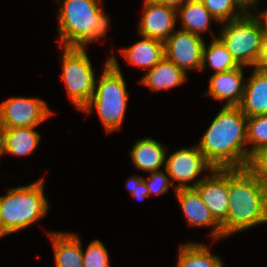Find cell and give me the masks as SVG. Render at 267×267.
Masks as SVG:
<instances>
[{
  "label": "cell",
  "instance_id": "33",
  "mask_svg": "<svg viewBox=\"0 0 267 267\" xmlns=\"http://www.w3.org/2000/svg\"><path fill=\"white\" fill-rule=\"evenodd\" d=\"M152 1L178 9L180 6H182L189 0H152Z\"/></svg>",
  "mask_w": 267,
  "mask_h": 267
},
{
  "label": "cell",
  "instance_id": "20",
  "mask_svg": "<svg viewBox=\"0 0 267 267\" xmlns=\"http://www.w3.org/2000/svg\"><path fill=\"white\" fill-rule=\"evenodd\" d=\"M177 19L181 20L179 30L202 37L209 30L212 38H217L210 28L211 21L218 22L200 0H189L177 9Z\"/></svg>",
  "mask_w": 267,
  "mask_h": 267
},
{
  "label": "cell",
  "instance_id": "14",
  "mask_svg": "<svg viewBox=\"0 0 267 267\" xmlns=\"http://www.w3.org/2000/svg\"><path fill=\"white\" fill-rule=\"evenodd\" d=\"M244 67L240 65L229 71L213 73L209 80L208 92L204 93V96L225 101L223 106H239L245 90Z\"/></svg>",
  "mask_w": 267,
  "mask_h": 267
},
{
  "label": "cell",
  "instance_id": "2",
  "mask_svg": "<svg viewBox=\"0 0 267 267\" xmlns=\"http://www.w3.org/2000/svg\"><path fill=\"white\" fill-rule=\"evenodd\" d=\"M267 223V188L246 168L229 169V208L223 239Z\"/></svg>",
  "mask_w": 267,
  "mask_h": 267
},
{
  "label": "cell",
  "instance_id": "19",
  "mask_svg": "<svg viewBox=\"0 0 267 267\" xmlns=\"http://www.w3.org/2000/svg\"><path fill=\"white\" fill-rule=\"evenodd\" d=\"M56 267H83L82 242L70 232H48Z\"/></svg>",
  "mask_w": 267,
  "mask_h": 267
},
{
  "label": "cell",
  "instance_id": "23",
  "mask_svg": "<svg viewBox=\"0 0 267 267\" xmlns=\"http://www.w3.org/2000/svg\"><path fill=\"white\" fill-rule=\"evenodd\" d=\"M207 63L215 70L214 73L229 71L240 66L218 37L213 38L208 46L204 44L200 71L205 70Z\"/></svg>",
  "mask_w": 267,
  "mask_h": 267
},
{
  "label": "cell",
  "instance_id": "1",
  "mask_svg": "<svg viewBox=\"0 0 267 267\" xmlns=\"http://www.w3.org/2000/svg\"><path fill=\"white\" fill-rule=\"evenodd\" d=\"M247 119L238 106H223L214 117L197 143L214 168H246L251 156L247 146Z\"/></svg>",
  "mask_w": 267,
  "mask_h": 267
},
{
  "label": "cell",
  "instance_id": "15",
  "mask_svg": "<svg viewBox=\"0 0 267 267\" xmlns=\"http://www.w3.org/2000/svg\"><path fill=\"white\" fill-rule=\"evenodd\" d=\"M141 38L129 47L121 48L120 54L127 63L148 71L165 57L164 42L143 36Z\"/></svg>",
  "mask_w": 267,
  "mask_h": 267
},
{
  "label": "cell",
  "instance_id": "10",
  "mask_svg": "<svg viewBox=\"0 0 267 267\" xmlns=\"http://www.w3.org/2000/svg\"><path fill=\"white\" fill-rule=\"evenodd\" d=\"M204 44L203 37L178 29L164 41V54L188 74L187 70H201Z\"/></svg>",
  "mask_w": 267,
  "mask_h": 267
},
{
  "label": "cell",
  "instance_id": "7",
  "mask_svg": "<svg viewBox=\"0 0 267 267\" xmlns=\"http://www.w3.org/2000/svg\"><path fill=\"white\" fill-rule=\"evenodd\" d=\"M62 52V73L68 97L79 111L90 102L95 89V71L87 48L59 47ZM86 49V50H85Z\"/></svg>",
  "mask_w": 267,
  "mask_h": 267
},
{
  "label": "cell",
  "instance_id": "3",
  "mask_svg": "<svg viewBox=\"0 0 267 267\" xmlns=\"http://www.w3.org/2000/svg\"><path fill=\"white\" fill-rule=\"evenodd\" d=\"M55 1L61 7L57 16L59 47L86 48L107 36L110 19L101 6L104 0Z\"/></svg>",
  "mask_w": 267,
  "mask_h": 267
},
{
  "label": "cell",
  "instance_id": "12",
  "mask_svg": "<svg viewBox=\"0 0 267 267\" xmlns=\"http://www.w3.org/2000/svg\"><path fill=\"white\" fill-rule=\"evenodd\" d=\"M138 24L140 36L164 42L177 25V9L171 6L144 0L143 13Z\"/></svg>",
  "mask_w": 267,
  "mask_h": 267
},
{
  "label": "cell",
  "instance_id": "22",
  "mask_svg": "<svg viewBox=\"0 0 267 267\" xmlns=\"http://www.w3.org/2000/svg\"><path fill=\"white\" fill-rule=\"evenodd\" d=\"M34 128L36 127L6 129V154L18 157L34 153L42 139L41 135Z\"/></svg>",
  "mask_w": 267,
  "mask_h": 267
},
{
  "label": "cell",
  "instance_id": "18",
  "mask_svg": "<svg viewBox=\"0 0 267 267\" xmlns=\"http://www.w3.org/2000/svg\"><path fill=\"white\" fill-rule=\"evenodd\" d=\"M187 77V74L175 63L164 57L143 75L139 83L152 92H160L182 85Z\"/></svg>",
  "mask_w": 267,
  "mask_h": 267
},
{
  "label": "cell",
  "instance_id": "6",
  "mask_svg": "<svg viewBox=\"0 0 267 267\" xmlns=\"http://www.w3.org/2000/svg\"><path fill=\"white\" fill-rule=\"evenodd\" d=\"M221 24L224 25L218 38L232 57L239 65L254 68L265 38L257 20L251 13H245L240 18Z\"/></svg>",
  "mask_w": 267,
  "mask_h": 267
},
{
  "label": "cell",
  "instance_id": "26",
  "mask_svg": "<svg viewBox=\"0 0 267 267\" xmlns=\"http://www.w3.org/2000/svg\"><path fill=\"white\" fill-rule=\"evenodd\" d=\"M83 267H111L109 254L99 239L92 240L86 250L82 248Z\"/></svg>",
  "mask_w": 267,
  "mask_h": 267
},
{
  "label": "cell",
  "instance_id": "31",
  "mask_svg": "<svg viewBox=\"0 0 267 267\" xmlns=\"http://www.w3.org/2000/svg\"><path fill=\"white\" fill-rule=\"evenodd\" d=\"M237 6L244 12V13H251L253 11H258L257 8L260 0H234ZM252 8V9H251ZM251 9V11L249 10ZM256 9V10H255ZM258 9V10H257Z\"/></svg>",
  "mask_w": 267,
  "mask_h": 267
},
{
  "label": "cell",
  "instance_id": "35",
  "mask_svg": "<svg viewBox=\"0 0 267 267\" xmlns=\"http://www.w3.org/2000/svg\"><path fill=\"white\" fill-rule=\"evenodd\" d=\"M8 234L9 233L5 230V228L3 226V221H2L1 213H0V238L6 236Z\"/></svg>",
  "mask_w": 267,
  "mask_h": 267
},
{
  "label": "cell",
  "instance_id": "16",
  "mask_svg": "<svg viewBox=\"0 0 267 267\" xmlns=\"http://www.w3.org/2000/svg\"><path fill=\"white\" fill-rule=\"evenodd\" d=\"M252 71L238 106L247 118L267 114V73L255 68Z\"/></svg>",
  "mask_w": 267,
  "mask_h": 267
},
{
  "label": "cell",
  "instance_id": "34",
  "mask_svg": "<svg viewBox=\"0 0 267 267\" xmlns=\"http://www.w3.org/2000/svg\"><path fill=\"white\" fill-rule=\"evenodd\" d=\"M5 138H6V128L0 122V156L6 154Z\"/></svg>",
  "mask_w": 267,
  "mask_h": 267
},
{
  "label": "cell",
  "instance_id": "17",
  "mask_svg": "<svg viewBox=\"0 0 267 267\" xmlns=\"http://www.w3.org/2000/svg\"><path fill=\"white\" fill-rule=\"evenodd\" d=\"M167 150V147L154 138L144 137L136 140L129 153L135 168L150 173L165 166Z\"/></svg>",
  "mask_w": 267,
  "mask_h": 267
},
{
  "label": "cell",
  "instance_id": "25",
  "mask_svg": "<svg viewBox=\"0 0 267 267\" xmlns=\"http://www.w3.org/2000/svg\"><path fill=\"white\" fill-rule=\"evenodd\" d=\"M206 9L220 22H227L242 17L245 13L234 0H200Z\"/></svg>",
  "mask_w": 267,
  "mask_h": 267
},
{
  "label": "cell",
  "instance_id": "13",
  "mask_svg": "<svg viewBox=\"0 0 267 267\" xmlns=\"http://www.w3.org/2000/svg\"><path fill=\"white\" fill-rule=\"evenodd\" d=\"M189 227H210L213 240L223 238L222 227L214 219L195 188L174 191Z\"/></svg>",
  "mask_w": 267,
  "mask_h": 267
},
{
  "label": "cell",
  "instance_id": "4",
  "mask_svg": "<svg viewBox=\"0 0 267 267\" xmlns=\"http://www.w3.org/2000/svg\"><path fill=\"white\" fill-rule=\"evenodd\" d=\"M98 79L94 95L82 111L89 115L95 108L106 132H115L122 127L129 96L126 81L113 53L105 61Z\"/></svg>",
  "mask_w": 267,
  "mask_h": 267
},
{
  "label": "cell",
  "instance_id": "27",
  "mask_svg": "<svg viewBox=\"0 0 267 267\" xmlns=\"http://www.w3.org/2000/svg\"><path fill=\"white\" fill-rule=\"evenodd\" d=\"M246 169L267 188V148L252 153Z\"/></svg>",
  "mask_w": 267,
  "mask_h": 267
},
{
  "label": "cell",
  "instance_id": "11",
  "mask_svg": "<svg viewBox=\"0 0 267 267\" xmlns=\"http://www.w3.org/2000/svg\"><path fill=\"white\" fill-rule=\"evenodd\" d=\"M209 174L195 189L214 219L221 225L227 218L229 208V169L214 168Z\"/></svg>",
  "mask_w": 267,
  "mask_h": 267
},
{
  "label": "cell",
  "instance_id": "30",
  "mask_svg": "<svg viewBox=\"0 0 267 267\" xmlns=\"http://www.w3.org/2000/svg\"><path fill=\"white\" fill-rule=\"evenodd\" d=\"M254 68L267 73V37L264 38L263 46Z\"/></svg>",
  "mask_w": 267,
  "mask_h": 267
},
{
  "label": "cell",
  "instance_id": "24",
  "mask_svg": "<svg viewBox=\"0 0 267 267\" xmlns=\"http://www.w3.org/2000/svg\"><path fill=\"white\" fill-rule=\"evenodd\" d=\"M247 145L248 153L267 148V114L249 117L247 119Z\"/></svg>",
  "mask_w": 267,
  "mask_h": 267
},
{
  "label": "cell",
  "instance_id": "8",
  "mask_svg": "<svg viewBox=\"0 0 267 267\" xmlns=\"http://www.w3.org/2000/svg\"><path fill=\"white\" fill-rule=\"evenodd\" d=\"M166 156L164 170H166L174 190L195 188L205 178H198L201 173H210L214 169L205 159L197 144L189 148H181ZM175 181L177 184L174 185Z\"/></svg>",
  "mask_w": 267,
  "mask_h": 267
},
{
  "label": "cell",
  "instance_id": "21",
  "mask_svg": "<svg viewBox=\"0 0 267 267\" xmlns=\"http://www.w3.org/2000/svg\"><path fill=\"white\" fill-rule=\"evenodd\" d=\"M176 267H224L222 259L203 243L185 242L178 250Z\"/></svg>",
  "mask_w": 267,
  "mask_h": 267
},
{
  "label": "cell",
  "instance_id": "32",
  "mask_svg": "<svg viewBox=\"0 0 267 267\" xmlns=\"http://www.w3.org/2000/svg\"><path fill=\"white\" fill-rule=\"evenodd\" d=\"M251 12V15L257 20L261 31L264 33L265 37H267V9L262 11L261 13Z\"/></svg>",
  "mask_w": 267,
  "mask_h": 267
},
{
  "label": "cell",
  "instance_id": "9",
  "mask_svg": "<svg viewBox=\"0 0 267 267\" xmlns=\"http://www.w3.org/2000/svg\"><path fill=\"white\" fill-rule=\"evenodd\" d=\"M51 115L46 101L36 97H11L0 103V122L6 129L38 127Z\"/></svg>",
  "mask_w": 267,
  "mask_h": 267
},
{
  "label": "cell",
  "instance_id": "29",
  "mask_svg": "<svg viewBox=\"0 0 267 267\" xmlns=\"http://www.w3.org/2000/svg\"><path fill=\"white\" fill-rule=\"evenodd\" d=\"M126 188L137 200L144 201L149 197L148 188L144 181V177L139 175L130 176L126 182Z\"/></svg>",
  "mask_w": 267,
  "mask_h": 267
},
{
  "label": "cell",
  "instance_id": "5",
  "mask_svg": "<svg viewBox=\"0 0 267 267\" xmlns=\"http://www.w3.org/2000/svg\"><path fill=\"white\" fill-rule=\"evenodd\" d=\"M44 178L32 184L8 188L0 196V213L5 230L11 234L35 224L48 213V201L44 194Z\"/></svg>",
  "mask_w": 267,
  "mask_h": 267
},
{
  "label": "cell",
  "instance_id": "28",
  "mask_svg": "<svg viewBox=\"0 0 267 267\" xmlns=\"http://www.w3.org/2000/svg\"><path fill=\"white\" fill-rule=\"evenodd\" d=\"M159 170L150 172L149 178H144V181L148 188L149 197L150 195H161L168 192V189L171 188L173 185L170 181L168 174Z\"/></svg>",
  "mask_w": 267,
  "mask_h": 267
}]
</instances>
